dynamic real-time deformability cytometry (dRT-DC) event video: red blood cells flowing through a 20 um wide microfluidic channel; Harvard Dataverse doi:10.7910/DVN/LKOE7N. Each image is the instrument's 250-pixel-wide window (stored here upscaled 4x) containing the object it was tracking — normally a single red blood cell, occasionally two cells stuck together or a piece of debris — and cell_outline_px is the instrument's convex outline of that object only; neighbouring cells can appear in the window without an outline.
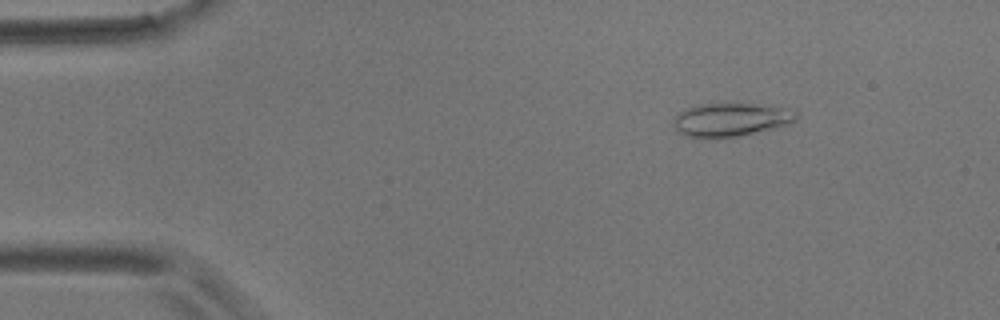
{"species": "common noctule bat (a hibernating species)", "species_latin": "Nyctalus noctula", "temperature_condition": "room temperature", "stored_images_in_passage": 7, "camera_frame_rate_fps": 3000, "um_per_image_px": 0.085, "animal": {"sex": "male", "body_mass_g": 17.9}, "frame": {"image": 1, "passage_image": 2, "time_ms": 1.333, "image_size_px": [1000, 320], "cell_outline_px": [[796, 120], [788, 124], [740, 136], [716, 140], [684, 136], [676, 128], [676, 116], [684, 108], [700, 104], [748, 104], [788, 108], [796, 112]], "centroid_in_image_um": [62.09, 10.2], "position_along_channel_um": 22.9, "area_um2": 23.81}}
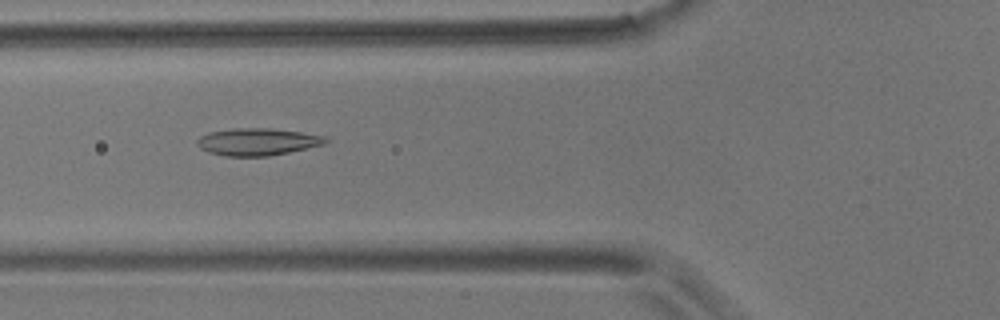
{"frame": {"image": 2, "passage_image": 6, "time_ms": 5.667, "image_size_px": [1000, 320], "cell_outline_px": [[332, 140], [324, 144], [308, 148], [268, 156], [224, 156], [208, 152], [200, 148], [196, 144], [196, 140], [200, 136], [208, 132], [232, 128], [272, 128], [328, 136]], "centroid_in_image_um": [21.9, 12.04], "position_along_channel_um": 103.9, "area_um2": 20.63}}
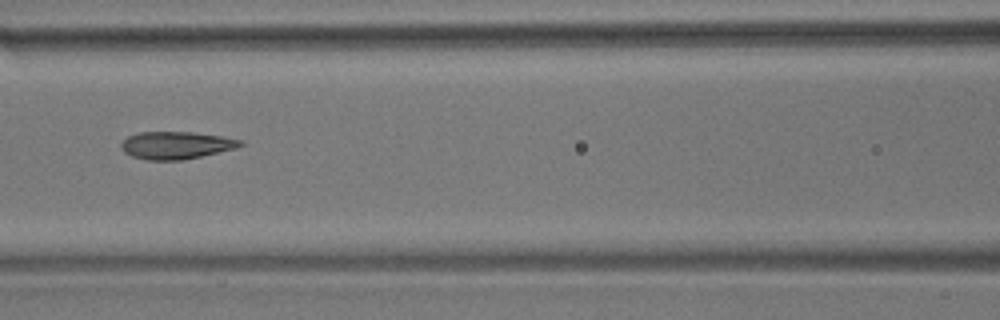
{"frame": {"image": 3, "passage_image": 7, "time_ms": 7.0, "image_size_px": [1000, 320], "cell_outline_px": [[244, 144], [236, 148], [184, 160], [148, 160], [132, 156], [124, 152], [120, 148], [120, 144], [128, 136], [140, 132], [192, 132], [220, 136], [244, 140]], "centroid_in_image_um": [14.97, 12.35], "position_along_channel_um": 151.6, "area_um2": 19.07}}